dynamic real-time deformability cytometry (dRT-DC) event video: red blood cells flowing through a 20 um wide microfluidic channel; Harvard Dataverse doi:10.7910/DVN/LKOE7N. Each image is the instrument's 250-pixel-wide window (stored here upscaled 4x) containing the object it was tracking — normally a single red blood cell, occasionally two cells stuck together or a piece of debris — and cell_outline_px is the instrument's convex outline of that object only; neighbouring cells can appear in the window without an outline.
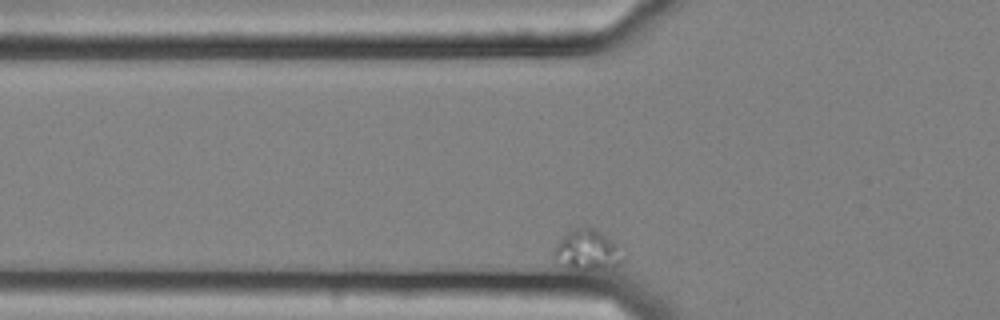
{"species": "common noctule bat (a hibernating species)", "species_latin": "Nyctalus noctula", "temperature_condition": "cold", "stored_images_in_passage": 44, "camera_frame_rate_fps": 3000, "um_per_image_px": 0.085, "animal": {"sex": "female", "body_mass_g": 25.1}, "frame": {"image": 1, "passage_image": 9, "time_ms": 2.667, "image_size_px": [1000, 320], "cell_outline_px": [[620, 264], [612, 268], [588, 272], [580, 272], [568, 268], [556, 256], [556, 244], [568, 232], [584, 224], [596, 228], [616, 244], [620, 260]], "centroid_in_image_um": [49.93, 21.27], "position_along_channel_um": 75.9, "area_um2": 16.07}}